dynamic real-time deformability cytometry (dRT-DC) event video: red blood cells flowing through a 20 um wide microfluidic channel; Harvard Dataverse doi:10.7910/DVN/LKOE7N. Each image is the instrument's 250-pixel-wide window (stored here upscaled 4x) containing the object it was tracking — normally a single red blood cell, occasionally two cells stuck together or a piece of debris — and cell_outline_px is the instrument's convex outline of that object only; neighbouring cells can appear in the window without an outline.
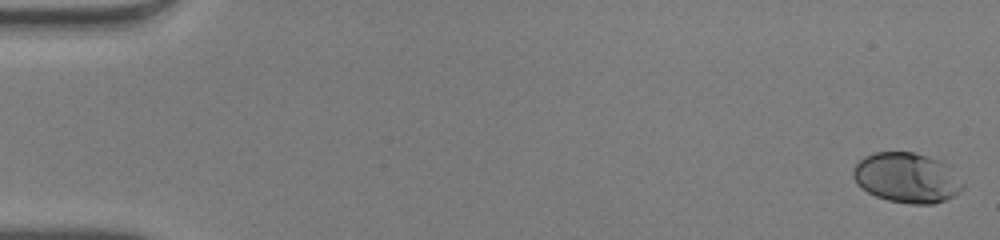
{"species": "human", "species_latin": "Homo sapiens", "temperature_condition": "warm", "stored_images_in_passage": 51, "camera_frame_rate_fps": 3000, "um_per_image_px": 0.085, "donor": {"sex": "male"}, "frame": {"image": 1, "passage_image": 1, "time_ms": 0.0, "image_size_px": [1000, 240], "cell_outline_px": [[964, 188], [960, 192], [944, 200], [932, 204], [912, 204], [888, 200], [876, 196], [860, 188], [856, 184], [852, 176], [852, 168], [864, 156], [872, 152], [912, 152], [928, 156], [940, 160], [964, 184]], "centroid_in_image_um": [77.02, 15.11], "position_along_channel_um": 8.0, "area_um2": 31.91}}
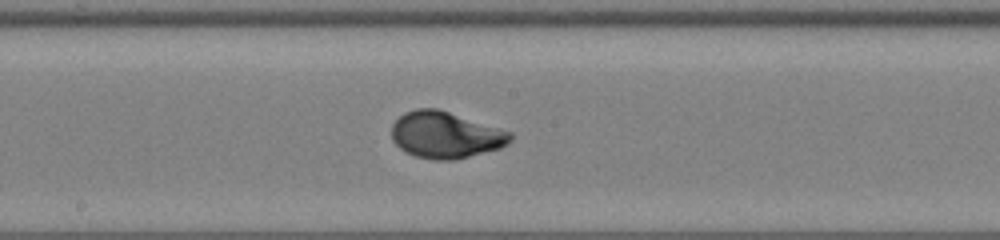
{"frame": {"image": 2, "passage_image": 28, "time_ms": 9.0, "image_size_px": [1000, 240], "cell_outline_px": [[512, 140], [508, 144], [500, 148], [456, 160], [432, 160], [416, 156], [404, 152], [392, 140], [392, 124], [404, 112], [416, 108], [436, 108], [512, 132]], "centroid_in_image_um": [37.86, 11.48], "position_along_channel_um": 210.3, "area_um2": 32.25}}
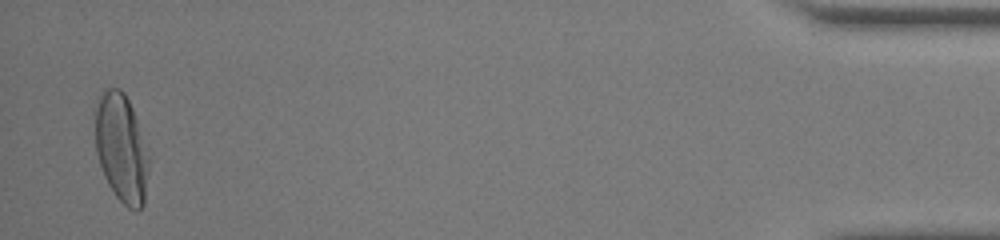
{"frame": {"image": 3, "passage_image": 50, "time_ms": 16.333, "image_size_px": [1000, 240], "cell_outline_px": [[152, 160], [144, 204], [136, 212], [128, 208], [116, 196], [108, 184], [104, 176], [96, 152], [92, 108], [100, 96], [108, 88], [120, 88], [124, 92], [132, 108], [152, 156]], "centroid_in_image_um": [10.34, 12.59], "position_along_channel_um": 424.9, "area_um2": 35.32}, "authors_computed_cell_mechanics": {"area_um2": 31.0964, "velocity_mm_per_s": 4.0864, "shape_relaxation_time_tau1_ms": 3.4639, "shape_relaxation_time_tau2_ms": null, "deformation_change_tau1": 0.1971, "deformation_change_tau2": null}}